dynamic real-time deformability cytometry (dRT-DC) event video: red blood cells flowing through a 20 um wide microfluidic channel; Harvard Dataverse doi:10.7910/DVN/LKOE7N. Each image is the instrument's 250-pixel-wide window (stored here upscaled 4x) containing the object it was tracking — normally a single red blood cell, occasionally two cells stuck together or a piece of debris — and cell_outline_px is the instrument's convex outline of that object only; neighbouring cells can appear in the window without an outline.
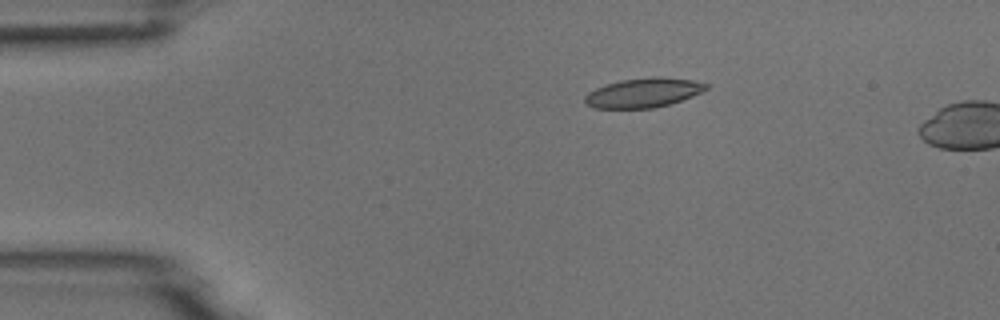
{"species": "common noctule bat (a hibernating species)", "species_latin": "Nyctalus noctula", "temperature_condition": "room temperature", "stored_images_in_passage": 4, "camera_frame_rate_fps": 3000, "um_per_image_px": 0.085, "animal": {"sex": "male", "body_mass_g": 18.8}, "frame": {"image": 1, "passage_image": 3, "time_ms": 2.333, "image_size_px": [1000, 320], "cell_outline_px": [[708, 88], [692, 96], [668, 104], [652, 108], [596, 108], [588, 104], [584, 100], [584, 96], [588, 92], [596, 88], [620, 80], [652, 76], [660, 76], [692, 80], [708, 84]], "centroid_in_image_um": [54.68, 7.87], "position_along_channel_um": 30.3, "area_um2": 20.58}}